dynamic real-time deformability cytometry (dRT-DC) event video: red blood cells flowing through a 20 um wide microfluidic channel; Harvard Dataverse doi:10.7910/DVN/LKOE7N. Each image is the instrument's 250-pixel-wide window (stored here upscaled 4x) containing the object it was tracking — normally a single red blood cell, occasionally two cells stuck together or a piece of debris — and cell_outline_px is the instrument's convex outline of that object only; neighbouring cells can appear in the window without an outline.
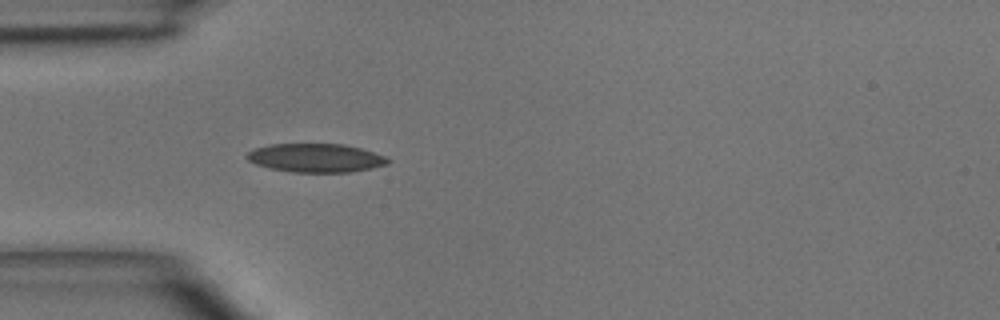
{"species": "common noctule bat (a hibernating species)", "species_latin": "Nyctalus noctula", "temperature_condition": "room temperature", "stored_images_in_passage": 3, "camera_frame_rate_fps": 3000, "um_per_image_px": 0.085, "animal": {"sex": "male", "body_mass_g": 15.6}, "frame": {"image": 1, "passage_image": 3, "time_ms": 2.333, "image_size_px": [1000, 320], "cell_outline_px": [[392, 160], [388, 164], [372, 168], [348, 172], [292, 172], [272, 168], [256, 164], [248, 160], [244, 156], [248, 152], [256, 148], [268, 144], [344, 144], [360, 148], [384, 156]], "centroid_in_image_um": [26.84, 13.42], "position_along_channel_um": 58.2, "area_um2": 23.41}}